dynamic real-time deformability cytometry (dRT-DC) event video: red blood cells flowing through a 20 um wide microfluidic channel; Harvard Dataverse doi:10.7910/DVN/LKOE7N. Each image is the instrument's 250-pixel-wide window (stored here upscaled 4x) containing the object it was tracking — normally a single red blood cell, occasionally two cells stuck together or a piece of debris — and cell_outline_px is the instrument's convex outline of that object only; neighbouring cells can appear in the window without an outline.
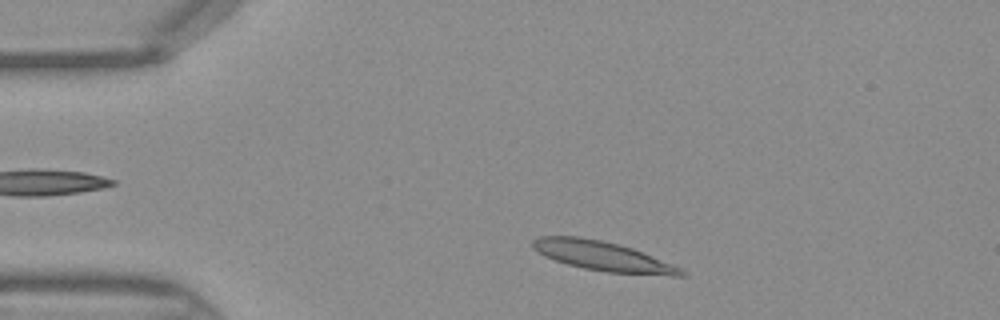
{"species": "Egyptian fruit bat (a non-hibernating species)", "species_latin": "Rousettus aegyptiacus", "temperature_condition": "warm", "stored_images_in_passage": 39, "camera_frame_rate_fps": 3000, "um_per_image_px": 0.085, "frame": {"image": 1, "passage_image": 3, "time_ms": 0.667, "image_size_px": [1000, 320], "cell_outline_px": [[688, 276], [672, 276], [608, 272], [584, 268], [568, 264], [544, 256], [532, 248], [532, 240], [540, 236], [580, 236], [600, 240], [632, 248], [672, 264], [688, 272]], "centroid_in_image_um": [51.25, 21.77], "position_along_channel_um": 33.8, "area_um2": 25.37}}
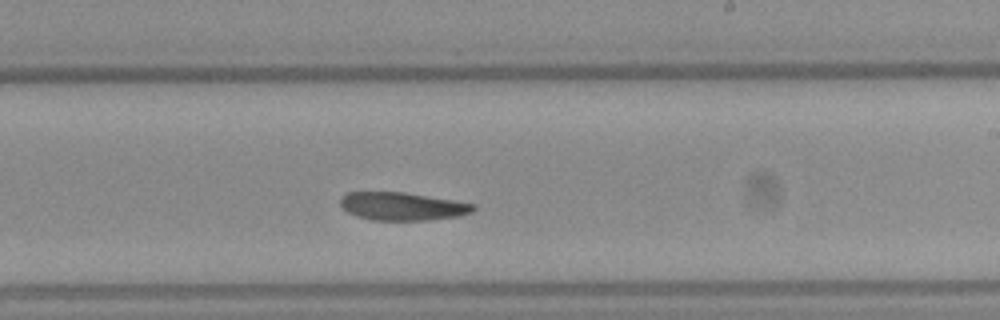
{"frame": {"image": 2, "passage_image": 21, "time_ms": 6.667, "image_size_px": [1000, 320], "cell_outline_px": [[476, 208], [472, 212], [460, 216], [428, 220], [372, 220], [356, 216], [348, 212], [340, 204], [340, 196], [348, 192], [404, 192], [476, 204]], "centroid_in_image_um": [34.2, 17.54], "position_along_channel_um": 254.8, "area_um2": 21.73}}
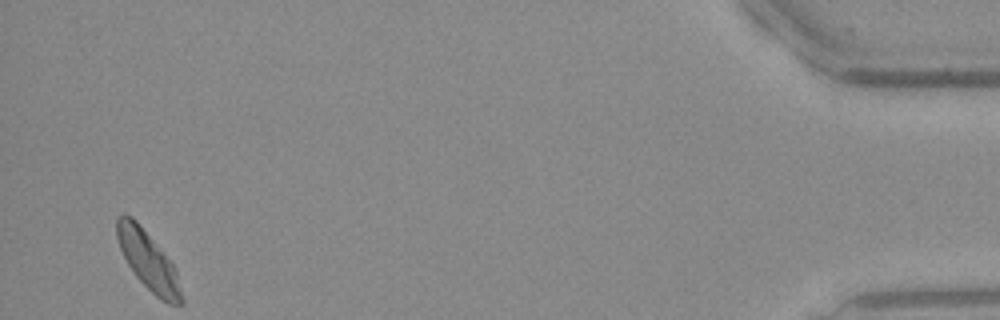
{"frame": {"image": 3, "passage_image": 38, "time_ms": 12.333, "image_size_px": [1000, 320], "cell_outline_px": [[184, 304], [168, 304], [160, 300], [136, 276], [128, 264], [120, 248], [116, 236], [116, 220], [124, 212], [132, 216], [136, 220], [176, 268], [184, 300]], "centroid_in_image_um": [12.61, 22.17], "position_along_channel_um": 422.6, "area_um2": 21.85}}